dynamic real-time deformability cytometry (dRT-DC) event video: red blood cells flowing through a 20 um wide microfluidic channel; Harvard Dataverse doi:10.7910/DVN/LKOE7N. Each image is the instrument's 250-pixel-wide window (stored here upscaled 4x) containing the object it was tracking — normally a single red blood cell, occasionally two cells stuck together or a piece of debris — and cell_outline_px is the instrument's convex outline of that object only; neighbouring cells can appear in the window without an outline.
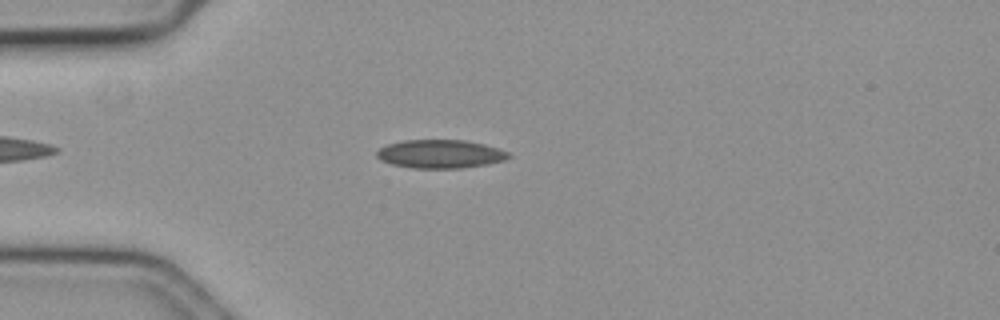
{"species": "common noctule bat (a hibernating species)", "species_latin": "Nyctalus noctula", "temperature_condition": "cold", "stored_images_in_passage": 49, "camera_frame_rate_fps": 3000, "um_per_image_px": 0.085, "animal": {"sex": "female", "body_mass_g": 19.3, "forearm_length_mm": 54.1}, "frame": {"image": 1, "passage_image": 8, "time_ms": 2.333, "image_size_px": [1000, 320], "cell_outline_px": [[512, 156], [504, 160], [484, 164], [460, 168], [412, 168], [392, 164], [380, 160], [376, 156], [376, 152], [380, 148], [388, 144], [404, 140], [464, 140], [484, 144], [508, 152]], "centroid_in_image_um": [37.39, 13.08], "position_along_channel_um": 47.6, "area_um2": 21.68}}
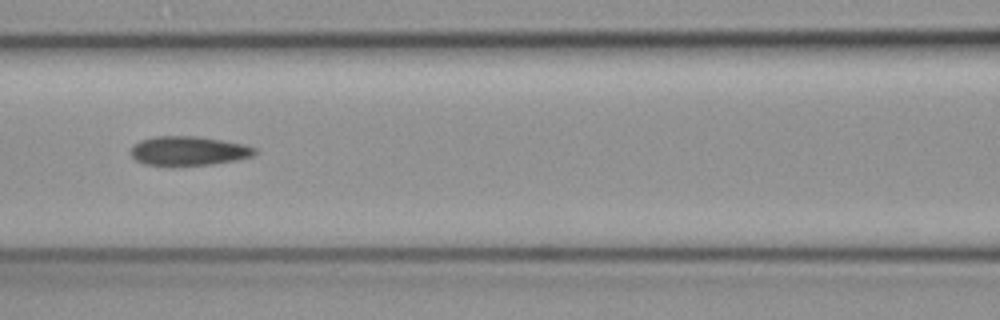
{"frame": {"image": 2, "passage_image": 18, "time_ms": 5.667, "image_size_px": [1000, 320], "cell_outline_px": [[256, 152], [252, 156], [236, 160], [212, 164], [144, 164], [136, 160], [132, 156], [132, 144], [140, 140], [152, 136], [200, 136], [244, 144], [256, 148]], "centroid_in_image_um": [16.03, 12.79], "position_along_channel_um": 150.6, "area_um2": 20.81}}
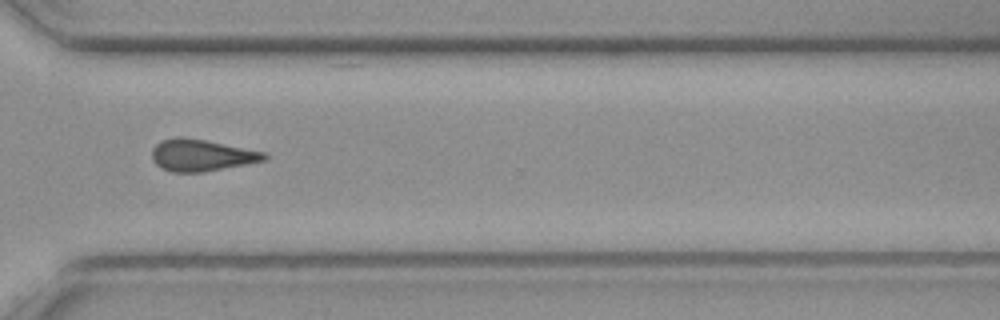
{"frame": {"image": 3, "passage_image": 35, "time_ms": 11.333, "image_size_px": [1000, 320], "cell_outline_px": [[268, 156], [264, 160], [248, 164], [204, 172], [172, 172], [160, 168], [152, 160], [152, 148], [160, 140], [176, 136], [184, 136], [264, 152]], "centroid_in_image_um": [17.06, 13.19], "position_along_channel_um": 353.5, "area_um2": 20.87}}